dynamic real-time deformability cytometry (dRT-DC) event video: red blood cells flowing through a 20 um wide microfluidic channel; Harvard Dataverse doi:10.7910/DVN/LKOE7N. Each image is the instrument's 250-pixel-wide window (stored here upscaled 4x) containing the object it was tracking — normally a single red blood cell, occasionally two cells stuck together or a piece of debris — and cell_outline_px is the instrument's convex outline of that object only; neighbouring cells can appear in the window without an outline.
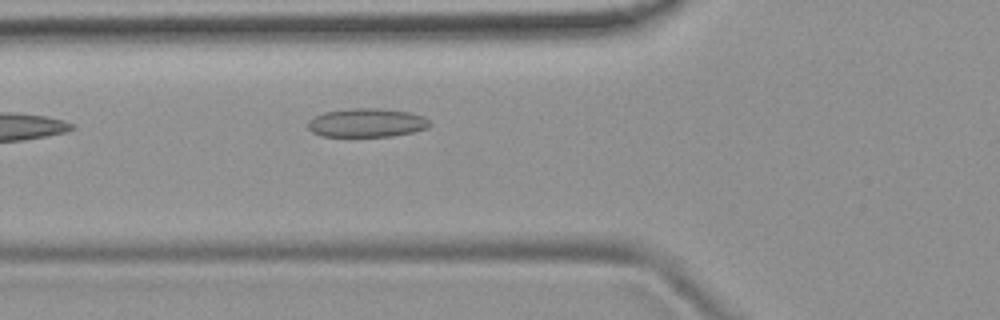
{"species": "common noctule bat (a hibernating species)", "species_latin": "Nyctalus noctula", "temperature_condition": "room temperature", "stored_images_in_passage": 6, "camera_frame_rate_fps": 3000, "um_per_image_px": 0.085, "animal": {"sex": "female", "body_mass_g": 19.9}, "frame": {"image": 1, "passage_image": 6, "time_ms": 6.667, "image_size_px": [1000, 320], "cell_outline_px": [[432, 124], [428, 128], [412, 132], [392, 136], [320, 136], [312, 132], [308, 128], [308, 120], [324, 112], [348, 108], [380, 108], [408, 112], [424, 116]], "centroid_in_image_um": [31.17, 10.43], "position_along_channel_um": 94.6, "area_um2": 20.46}}